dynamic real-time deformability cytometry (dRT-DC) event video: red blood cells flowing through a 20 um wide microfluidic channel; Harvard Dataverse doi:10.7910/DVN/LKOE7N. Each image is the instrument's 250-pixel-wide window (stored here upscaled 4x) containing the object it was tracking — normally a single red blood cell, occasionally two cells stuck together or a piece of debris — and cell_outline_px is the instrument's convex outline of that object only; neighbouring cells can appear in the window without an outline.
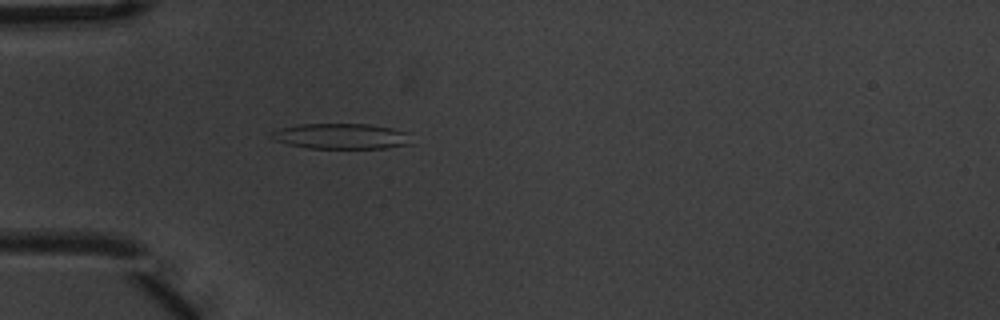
{"species": "common noctule bat (a hibernating species)", "species_latin": "Nyctalus noctula", "temperature_condition": "warm", "stored_images_in_passage": 3, "camera_frame_rate_fps": 3000, "um_per_image_px": 0.085, "animal": {"sex": "male", "body_mass_g": 20.1, "forearm_length_mm": 53.5}, "frame": {"image": 1, "passage_image": 3, "time_ms": 0.667, "image_size_px": [1000, 320], "cell_outline_px": [[412, 144], [384, 148], [308, 148], [288, 144], [276, 140], [268, 132], [280, 128], [300, 124], [372, 124], [392, 128], [404, 132]], "centroid_in_image_um": [28.97, 11.57], "position_along_channel_um": 56.0, "area_um2": 20.63}}